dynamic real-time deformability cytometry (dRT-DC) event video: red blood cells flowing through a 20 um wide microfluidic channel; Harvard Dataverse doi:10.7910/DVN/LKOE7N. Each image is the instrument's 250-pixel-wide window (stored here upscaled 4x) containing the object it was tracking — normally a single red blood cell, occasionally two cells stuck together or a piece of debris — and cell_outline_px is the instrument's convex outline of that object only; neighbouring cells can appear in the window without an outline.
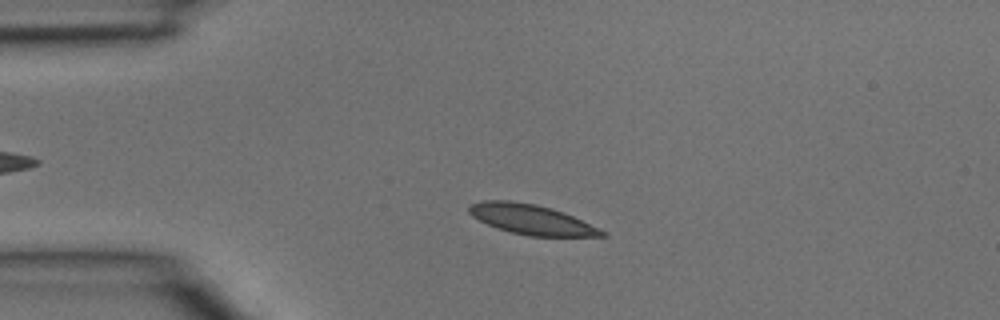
{"species": "common noctule bat (a hibernating species)", "species_latin": "Nyctalus noctula", "temperature_condition": "room temperature", "stored_images_in_passage": 37, "camera_frame_rate_fps": 3000, "um_per_image_px": 0.085, "animal": {"sex": "male", "body_mass_g": 15.6}, "frame": {"image": 1, "passage_image": 7, "time_ms": 2.0, "image_size_px": [1000, 320], "cell_outline_px": [[608, 236], [528, 236], [508, 232], [496, 228], [472, 216], [468, 212], [468, 204], [484, 200], [508, 200], [536, 204], [552, 208], [564, 212], [608, 232]], "centroid_in_image_um": [45.16, 18.65], "position_along_channel_um": 39.8, "area_um2": 23.35}}
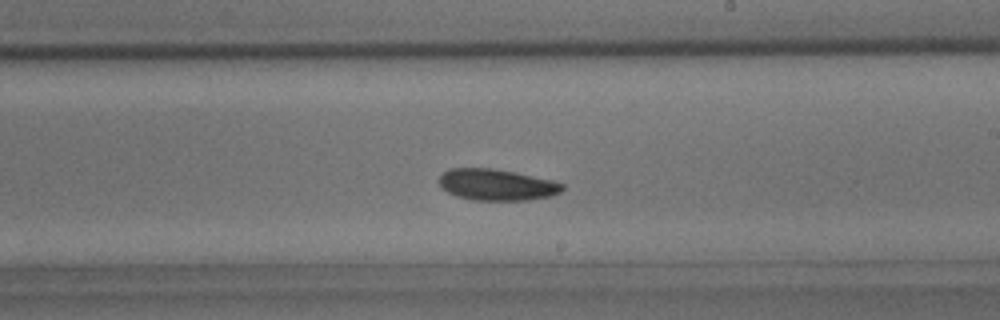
{"frame": {"image": 2, "passage_image": 21, "time_ms": 6.667, "image_size_px": [1000, 320], "cell_outline_px": [[564, 188], [560, 192], [552, 196], [528, 200], [472, 200], [456, 196], [448, 192], [440, 184], [440, 176], [448, 168], [492, 168], [552, 180], [564, 184]], "centroid_in_image_um": [42.23, 15.71], "position_along_channel_um": 246.8, "area_um2": 22.37}}
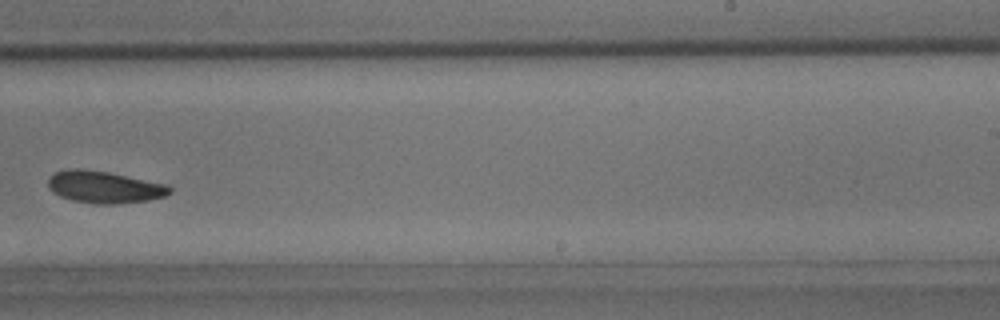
{"frame": {"image": 3, "passage_image": 23, "time_ms": 7.333, "image_size_px": [1000, 320], "cell_outline_px": [[172, 192], [164, 196], [148, 200], [116, 204], [96, 204], [72, 200], [60, 196], [52, 192], [48, 188], [48, 176], [56, 172], [68, 168], [76, 168], [108, 172], [168, 184], [172, 188]], "centroid_in_image_um": [8.85, 15.9], "position_along_channel_um": 280.1, "area_um2": 22.83}}